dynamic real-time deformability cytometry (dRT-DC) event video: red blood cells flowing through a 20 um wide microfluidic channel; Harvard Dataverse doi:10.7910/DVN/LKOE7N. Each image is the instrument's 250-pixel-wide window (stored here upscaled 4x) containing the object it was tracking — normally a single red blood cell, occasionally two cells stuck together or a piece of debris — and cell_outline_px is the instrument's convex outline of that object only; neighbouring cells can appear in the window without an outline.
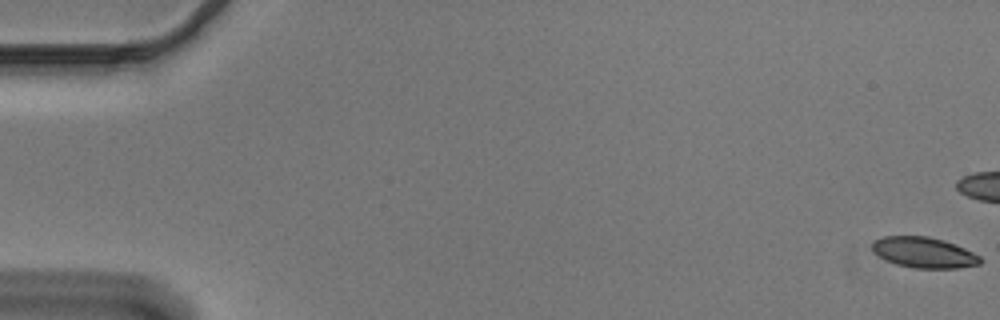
{"species": "Egyptian fruit bat (a non-hibernating species)", "species_latin": "Rousettus aegyptiacus", "temperature_condition": "cold", "stored_images_in_passage": 45, "camera_frame_rate_fps": 3000, "um_per_image_px": 0.085, "animal": {"sex": "male"}, "frame": {"image": 1, "passage_image": 1, "time_ms": 0.0, "image_size_px": [1000, 320], "cell_outline_px": [[980, 264], [956, 268], [916, 268], [896, 264], [880, 256], [872, 248], [872, 240], [884, 236], [928, 236], [944, 240], [956, 244], [980, 256]], "centroid_in_image_um": [78.53, 21.45], "position_along_channel_um": 6.5, "area_um2": 19.13}}
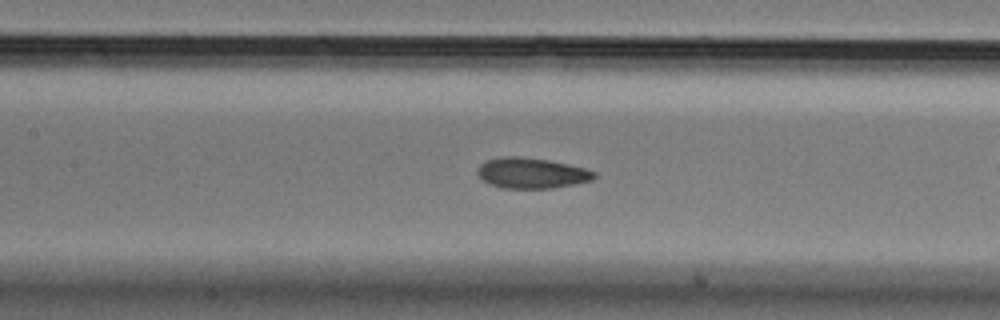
{"frame": {"image": 2, "passage_image": 26, "time_ms": 8.333, "image_size_px": [1000, 320], "cell_outline_px": [[596, 176], [592, 180], [552, 188], [504, 188], [488, 184], [476, 172], [480, 164], [488, 160], [500, 156], [520, 156], [548, 160], [568, 164], [584, 168], [596, 172]], "centroid_in_image_um": [45.16, 14.7], "position_along_channel_um": 162.2, "area_um2": 20.69}}
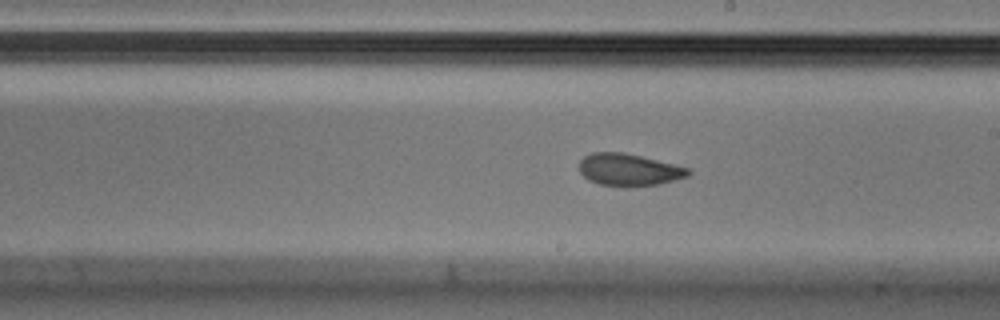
{"frame": {"image": 3, "passage_image": 32, "time_ms": 10.333, "image_size_px": [1000, 320], "cell_outline_px": [[692, 172], [688, 176], [660, 184], [624, 188], [600, 184], [588, 180], [580, 172], [580, 160], [584, 156], [592, 152], [624, 152], [676, 164], [688, 168]], "centroid_in_image_um": [53.46, 14.44], "position_along_channel_um": 235.5, "area_um2": 20.75}}